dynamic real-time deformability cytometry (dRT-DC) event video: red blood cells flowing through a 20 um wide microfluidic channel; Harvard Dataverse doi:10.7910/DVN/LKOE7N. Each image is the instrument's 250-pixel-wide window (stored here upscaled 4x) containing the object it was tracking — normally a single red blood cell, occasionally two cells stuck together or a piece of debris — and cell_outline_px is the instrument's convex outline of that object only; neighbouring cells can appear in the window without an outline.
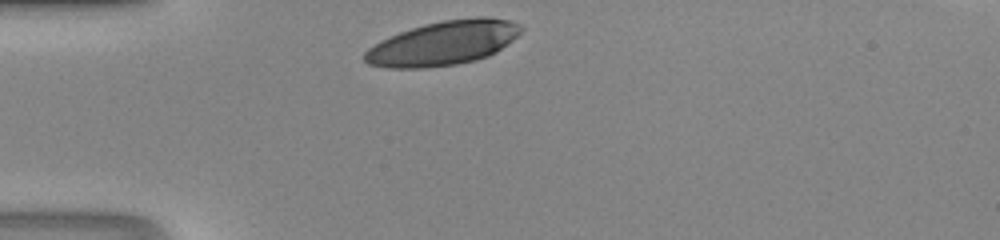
{"species": "human", "species_latin": "Homo sapiens", "temperature_condition": "room temperature", "stored_images_in_passage": 26, "camera_frame_rate_fps": 3000, "um_per_image_px": 0.085, "donor": {"sex": "male"}, "frame": {"image": 1, "passage_image": 1, "time_ms": 0.0, "image_size_px": [1000, 240], "cell_outline_px": [[524, 28], [512, 40], [496, 52], [488, 56], [476, 60], [456, 64], [424, 68], [388, 68], [368, 64], [364, 60], [364, 52], [368, 48], [380, 40], [400, 32], [424, 24], [444, 20], [476, 16], [488, 16], [508, 20], [520, 24]], "centroid_in_image_um": [37.68, 3.66], "position_along_channel_um": 47.3, "area_um2": 40.34}}
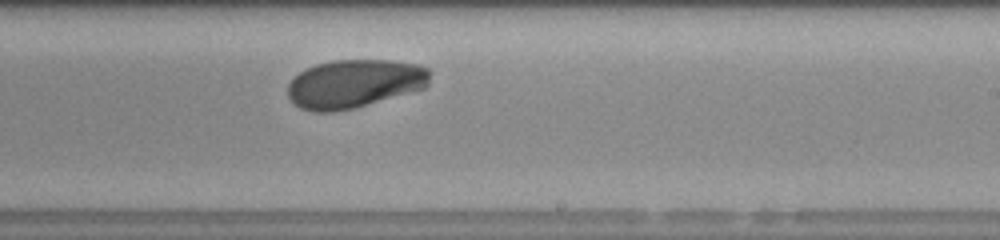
{"frame": {"image": 2, "passage_image": 17, "time_ms": 5.333, "image_size_px": [1000, 240], "cell_outline_px": [[428, 84], [424, 88], [352, 108], [336, 112], [312, 112], [300, 108], [288, 96], [288, 84], [292, 76], [304, 68], [316, 64], [332, 60], [392, 60], [416, 64], [428, 68]], "centroid_in_image_um": [30.05, 7.1], "position_along_channel_um": 258.9, "area_um2": 40.06}}
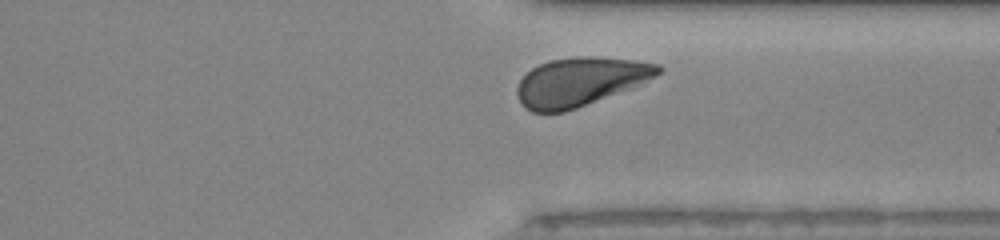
{"frame": {"image": 3, "passage_image": 24, "time_ms": 7.667, "image_size_px": [1000, 240], "cell_outline_px": [[664, 68], [656, 76], [628, 88], [576, 108], [564, 112], [532, 112], [524, 108], [520, 104], [516, 92], [516, 88], [520, 80], [532, 68], [540, 64], [552, 60], [576, 56], [592, 56], [636, 60], [660, 64]], "centroid_in_image_um": [49.28, 6.94], "position_along_channel_um": 362.1, "area_um2": 39.59}}